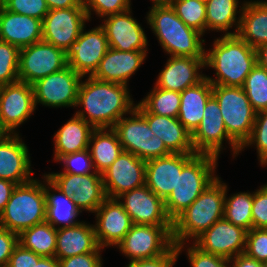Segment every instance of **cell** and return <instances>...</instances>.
<instances>
[{
	"instance_id": "6da1fadb",
	"label": "cell",
	"mask_w": 267,
	"mask_h": 267,
	"mask_svg": "<svg viewBox=\"0 0 267 267\" xmlns=\"http://www.w3.org/2000/svg\"><path fill=\"white\" fill-rule=\"evenodd\" d=\"M133 102L127 85L88 76L81 81L76 104L84 110L77 111L76 115L94 128H113L121 117L135 108Z\"/></svg>"
},
{
	"instance_id": "7a4b0ae2",
	"label": "cell",
	"mask_w": 267,
	"mask_h": 267,
	"mask_svg": "<svg viewBox=\"0 0 267 267\" xmlns=\"http://www.w3.org/2000/svg\"><path fill=\"white\" fill-rule=\"evenodd\" d=\"M257 64L256 50L236 35H223L205 52V66L216 71V78L206 77L212 85L243 87L246 77Z\"/></svg>"
},
{
	"instance_id": "3957f363",
	"label": "cell",
	"mask_w": 267,
	"mask_h": 267,
	"mask_svg": "<svg viewBox=\"0 0 267 267\" xmlns=\"http://www.w3.org/2000/svg\"><path fill=\"white\" fill-rule=\"evenodd\" d=\"M217 177L174 221L172 239L178 254L224 216L226 184Z\"/></svg>"
},
{
	"instance_id": "277c9868",
	"label": "cell",
	"mask_w": 267,
	"mask_h": 267,
	"mask_svg": "<svg viewBox=\"0 0 267 267\" xmlns=\"http://www.w3.org/2000/svg\"><path fill=\"white\" fill-rule=\"evenodd\" d=\"M147 23L170 56L205 57L203 34L187 26L171 5L152 6Z\"/></svg>"
},
{
	"instance_id": "5b68a950",
	"label": "cell",
	"mask_w": 267,
	"mask_h": 267,
	"mask_svg": "<svg viewBox=\"0 0 267 267\" xmlns=\"http://www.w3.org/2000/svg\"><path fill=\"white\" fill-rule=\"evenodd\" d=\"M217 160L209 154H196L178 172L176 186L164 201L167 216L172 222L217 178Z\"/></svg>"
},
{
	"instance_id": "8992f818",
	"label": "cell",
	"mask_w": 267,
	"mask_h": 267,
	"mask_svg": "<svg viewBox=\"0 0 267 267\" xmlns=\"http://www.w3.org/2000/svg\"><path fill=\"white\" fill-rule=\"evenodd\" d=\"M45 221V183L33 179L16 185L0 213V226L19 235L22 231Z\"/></svg>"
},
{
	"instance_id": "52a82bcc",
	"label": "cell",
	"mask_w": 267,
	"mask_h": 267,
	"mask_svg": "<svg viewBox=\"0 0 267 267\" xmlns=\"http://www.w3.org/2000/svg\"><path fill=\"white\" fill-rule=\"evenodd\" d=\"M228 135L242 147L249 139L255 122L254 111L243 87L212 85Z\"/></svg>"
},
{
	"instance_id": "ba28073f",
	"label": "cell",
	"mask_w": 267,
	"mask_h": 267,
	"mask_svg": "<svg viewBox=\"0 0 267 267\" xmlns=\"http://www.w3.org/2000/svg\"><path fill=\"white\" fill-rule=\"evenodd\" d=\"M130 116L121 117L113 127L123 151L145 161L171 153L164 142L150 130L145 117L136 108L131 111Z\"/></svg>"
},
{
	"instance_id": "9c48e42d",
	"label": "cell",
	"mask_w": 267,
	"mask_h": 267,
	"mask_svg": "<svg viewBox=\"0 0 267 267\" xmlns=\"http://www.w3.org/2000/svg\"><path fill=\"white\" fill-rule=\"evenodd\" d=\"M173 226L133 224L116 246L130 261L152 259L166 254L173 246Z\"/></svg>"
},
{
	"instance_id": "30bf717a",
	"label": "cell",
	"mask_w": 267,
	"mask_h": 267,
	"mask_svg": "<svg viewBox=\"0 0 267 267\" xmlns=\"http://www.w3.org/2000/svg\"><path fill=\"white\" fill-rule=\"evenodd\" d=\"M66 66L67 53L43 40L19 51L18 77L30 85Z\"/></svg>"
},
{
	"instance_id": "8fae6325",
	"label": "cell",
	"mask_w": 267,
	"mask_h": 267,
	"mask_svg": "<svg viewBox=\"0 0 267 267\" xmlns=\"http://www.w3.org/2000/svg\"><path fill=\"white\" fill-rule=\"evenodd\" d=\"M46 176L76 203L81 212L86 210L94 213L107 199L102 175L99 173L78 175L60 172L49 173Z\"/></svg>"
},
{
	"instance_id": "7c38bea8",
	"label": "cell",
	"mask_w": 267,
	"mask_h": 267,
	"mask_svg": "<svg viewBox=\"0 0 267 267\" xmlns=\"http://www.w3.org/2000/svg\"><path fill=\"white\" fill-rule=\"evenodd\" d=\"M191 139L196 154H209L218 158L224 139L231 145L233 156L236 157L241 151V147L228 135L220 107L213 96L208 99L203 119L191 134Z\"/></svg>"
},
{
	"instance_id": "4fadbf2b",
	"label": "cell",
	"mask_w": 267,
	"mask_h": 267,
	"mask_svg": "<svg viewBox=\"0 0 267 267\" xmlns=\"http://www.w3.org/2000/svg\"><path fill=\"white\" fill-rule=\"evenodd\" d=\"M83 76L68 65L32 84L35 105L75 107Z\"/></svg>"
},
{
	"instance_id": "5bb4252c",
	"label": "cell",
	"mask_w": 267,
	"mask_h": 267,
	"mask_svg": "<svg viewBox=\"0 0 267 267\" xmlns=\"http://www.w3.org/2000/svg\"><path fill=\"white\" fill-rule=\"evenodd\" d=\"M87 21L85 7L49 10L42 20V40L67 53Z\"/></svg>"
},
{
	"instance_id": "9a60e30c",
	"label": "cell",
	"mask_w": 267,
	"mask_h": 267,
	"mask_svg": "<svg viewBox=\"0 0 267 267\" xmlns=\"http://www.w3.org/2000/svg\"><path fill=\"white\" fill-rule=\"evenodd\" d=\"M35 109L32 85L18 80L0 86V126L8 134H15Z\"/></svg>"
},
{
	"instance_id": "2e32d148",
	"label": "cell",
	"mask_w": 267,
	"mask_h": 267,
	"mask_svg": "<svg viewBox=\"0 0 267 267\" xmlns=\"http://www.w3.org/2000/svg\"><path fill=\"white\" fill-rule=\"evenodd\" d=\"M101 175L107 198L116 199L145 185L146 161L122 151Z\"/></svg>"
},
{
	"instance_id": "e0dca14e",
	"label": "cell",
	"mask_w": 267,
	"mask_h": 267,
	"mask_svg": "<svg viewBox=\"0 0 267 267\" xmlns=\"http://www.w3.org/2000/svg\"><path fill=\"white\" fill-rule=\"evenodd\" d=\"M247 232L223 217L198 236L193 243L205 253L230 260L244 253Z\"/></svg>"
},
{
	"instance_id": "ac0fdd59",
	"label": "cell",
	"mask_w": 267,
	"mask_h": 267,
	"mask_svg": "<svg viewBox=\"0 0 267 267\" xmlns=\"http://www.w3.org/2000/svg\"><path fill=\"white\" fill-rule=\"evenodd\" d=\"M84 28L85 26L72 48L67 52V65L76 73L86 77L88 74L92 76L95 73L110 47L101 26L86 32Z\"/></svg>"
},
{
	"instance_id": "d6986e66",
	"label": "cell",
	"mask_w": 267,
	"mask_h": 267,
	"mask_svg": "<svg viewBox=\"0 0 267 267\" xmlns=\"http://www.w3.org/2000/svg\"><path fill=\"white\" fill-rule=\"evenodd\" d=\"M116 199L133 224L173 226L172 220L167 216L164 201L146 185L125 192Z\"/></svg>"
},
{
	"instance_id": "ffe728a7",
	"label": "cell",
	"mask_w": 267,
	"mask_h": 267,
	"mask_svg": "<svg viewBox=\"0 0 267 267\" xmlns=\"http://www.w3.org/2000/svg\"><path fill=\"white\" fill-rule=\"evenodd\" d=\"M131 9L104 17L109 47L120 51H147V37L141 25L131 16Z\"/></svg>"
},
{
	"instance_id": "44dd1931",
	"label": "cell",
	"mask_w": 267,
	"mask_h": 267,
	"mask_svg": "<svg viewBox=\"0 0 267 267\" xmlns=\"http://www.w3.org/2000/svg\"><path fill=\"white\" fill-rule=\"evenodd\" d=\"M96 239L100 248L117 246L133 226L132 219L117 199L107 198L94 212Z\"/></svg>"
},
{
	"instance_id": "7402d4cb",
	"label": "cell",
	"mask_w": 267,
	"mask_h": 267,
	"mask_svg": "<svg viewBox=\"0 0 267 267\" xmlns=\"http://www.w3.org/2000/svg\"><path fill=\"white\" fill-rule=\"evenodd\" d=\"M196 153L169 155L146 161L145 185L165 201L176 186L178 172Z\"/></svg>"
},
{
	"instance_id": "603a6c76",
	"label": "cell",
	"mask_w": 267,
	"mask_h": 267,
	"mask_svg": "<svg viewBox=\"0 0 267 267\" xmlns=\"http://www.w3.org/2000/svg\"><path fill=\"white\" fill-rule=\"evenodd\" d=\"M29 151L18 133L6 134L0 140V179L17 185L25 184L34 178ZM32 173V174H31Z\"/></svg>"
},
{
	"instance_id": "cb8c5ba5",
	"label": "cell",
	"mask_w": 267,
	"mask_h": 267,
	"mask_svg": "<svg viewBox=\"0 0 267 267\" xmlns=\"http://www.w3.org/2000/svg\"><path fill=\"white\" fill-rule=\"evenodd\" d=\"M204 67L205 57L171 56L159 73L155 86L181 93L205 78L199 73V69Z\"/></svg>"
},
{
	"instance_id": "d4e9b609",
	"label": "cell",
	"mask_w": 267,
	"mask_h": 267,
	"mask_svg": "<svg viewBox=\"0 0 267 267\" xmlns=\"http://www.w3.org/2000/svg\"><path fill=\"white\" fill-rule=\"evenodd\" d=\"M42 40V20L8 11L0 3V41L19 49Z\"/></svg>"
},
{
	"instance_id": "484cf974",
	"label": "cell",
	"mask_w": 267,
	"mask_h": 267,
	"mask_svg": "<svg viewBox=\"0 0 267 267\" xmlns=\"http://www.w3.org/2000/svg\"><path fill=\"white\" fill-rule=\"evenodd\" d=\"M147 51H120L109 48L92 75L93 78L124 84L143 64Z\"/></svg>"
},
{
	"instance_id": "4316f807",
	"label": "cell",
	"mask_w": 267,
	"mask_h": 267,
	"mask_svg": "<svg viewBox=\"0 0 267 267\" xmlns=\"http://www.w3.org/2000/svg\"><path fill=\"white\" fill-rule=\"evenodd\" d=\"M147 121L150 130L158 136L171 153H195L191 133L178 118L166 117L150 112H140Z\"/></svg>"
},
{
	"instance_id": "83f0119b",
	"label": "cell",
	"mask_w": 267,
	"mask_h": 267,
	"mask_svg": "<svg viewBox=\"0 0 267 267\" xmlns=\"http://www.w3.org/2000/svg\"><path fill=\"white\" fill-rule=\"evenodd\" d=\"M99 247L94 225L80 222L72 227L57 228L55 257L58 260L95 252Z\"/></svg>"
},
{
	"instance_id": "f1b7e54d",
	"label": "cell",
	"mask_w": 267,
	"mask_h": 267,
	"mask_svg": "<svg viewBox=\"0 0 267 267\" xmlns=\"http://www.w3.org/2000/svg\"><path fill=\"white\" fill-rule=\"evenodd\" d=\"M237 35L253 49L267 43V1H245L240 6Z\"/></svg>"
},
{
	"instance_id": "f546056e",
	"label": "cell",
	"mask_w": 267,
	"mask_h": 267,
	"mask_svg": "<svg viewBox=\"0 0 267 267\" xmlns=\"http://www.w3.org/2000/svg\"><path fill=\"white\" fill-rule=\"evenodd\" d=\"M95 128L76 114L54 135V160L88 149L90 136Z\"/></svg>"
},
{
	"instance_id": "4dcf8cb0",
	"label": "cell",
	"mask_w": 267,
	"mask_h": 267,
	"mask_svg": "<svg viewBox=\"0 0 267 267\" xmlns=\"http://www.w3.org/2000/svg\"><path fill=\"white\" fill-rule=\"evenodd\" d=\"M212 96V84L206 77L180 93L178 120L192 134L203 119L205 105Z\"/></svg>"
},
{
	"instance_id": "1f68e13d",
	"label": "cell",
	"mask_w": 267,
	"mask_h": 267,
	"mask_svg": "<svg viewBox=\"0 0 267 267\" xmlns=\"http://www.w3.org/2000/svg\"><path fill=\"white\" fill-rule=\"evenodd\" d=\"M44 182L46 184V222L50 223L53 227L62 224L57 228L72 227L79 224L80 221H77L75 218L81 211L76 206V203L58 189L46 175H44Z\"/></svg>"
},
{
	"instance_id": "d6a6232c",
	"label": "cell",
	"mask_w": 267,
	"mask_h": 267,
	"mask_svg": "<svg viewBox=\"0 0 267 267\" xmlns=\"http://www.w3.org/2000/svg\"><path fill=\"white\" fill-rule=\"evenodd\" d=\"M88 150L95 172L102 174L118 158L123 148L113 128H95Z\"/></svg>"
},
{
	"instance_id": "836d02e7",
	"label": "cell",
	"mask_w": 267,
	"mask_h": 267,
	"mask_svg": "<svg viewBox=\"0 0 267 267\" xmlns=\"http://www.w3.org/2000/svg\"><path fill=\"white\" fill-rule=\"evenodd\" d=\"M238 0H207L206 5V29L212 31H225L226 35H236L240 25L241 13ZM237 21V22H236ZM235 23V24H234ZM233 25H236V32H227Z\"/></svg>"
},
{
	"instance_id": "e575fe53",
	"label": "cell",
	"mask_w": 267,
	"mask_h": 267,
	"mask_svg": "<svg viewBox=\"0 0 267 267\" xmlns=\"http://www.w3.org/2000/svg\"><path fill=\"white\" fill-rule=\"evenodd\" d=\"M57 227L48 222L34 225L18 235V243L43 257H55Z\"/></svg>"
},
{
	"instance_id": "d590c367",
	"label": "cell",
	"mask_w": 267,
	"mask_h": 267,
	"mask_svg": "<svg viewBox=\"0 0 267 267\" xmlns=\"http://www.w3.org/2000/svg\"><path fill=\"white\" fill-rule=\"evenodd\" d=\"M180 101L179 92L154 86L153 90L136 104L135 108L139 112H150L161 116L178 118Z\"/></svg>"
},
{
	"instance_id": "8d00e7d4",
	"label": "cell",
	"mask_w": 267,
	"mask_h": 267,
	"mask_svg": "<svg viewBox=\"0 0 267 267\" xmlns=\"http://www.w3.org/2000/svg\"><path fill=\"white\" fill-rule=\"evenodd\" d=\"M253 193L238 192L227 198V185L224 203V218L232 224L250 231L252 229Z\"/></svg>"
},
{
	"instance_id": "74e56055",
	"label": "cell",
	"mask_w": 267,
	"mask_h": 267,
	"mask_svg": "<svg viewBox=\"0 0 267 267\" xmlns=\"http://www.w3.org/2000/svg\"><path fill=\"white\" fill-rule=\"evenodd\" d=\"M243 90L256 113L267 110V70L256 64L246 77Z\"/></svg>"
},
{
	"instance_id": "f35d334b",
	"label": "cell",
	"mask_w": 267,
	"mask_h": 267,
	"mask_svg": "<svg viewBox=\"0 0 267 267\" xmlns=\"http://www.w3.org/2000/svg\"><path fill=\"white\" fill-rule=\"evenodd\" d=\"M170 5L187 26L202 34L207 31L205 2L199 0H173Z\"/></svg>"
},
{
	"instance_id": "ab89813d",
	"label": "cell",
	"mask_w": 267,
	"mask_h": 267,
	"mask_svg": "<svg viewBox=\"0 0 267 267\" xmlns=\"http://www.w3.org/2000/svg\"><path fill=\"white\" fill-rule=\"evenodd\" d=\"M19 51L17 46L0 41V86L19 80Z\"/></svg>"
},
{
	"instance_id": "60d3db41",
	"label": "cell",
	"mask_w": 267,
	"mask_h": 267,
	"mask_svg": "<svg viewBox=\"0 0 267 267\" xmlns=\"http://www.w3.org/2000/svg\"><path fill=\"white\" fill-rule=\"evenodd\" d=\"M255 145L258 159L261 165H267V110L256 113L255 122L249 139L241 147V151L246 146Z\"/></svg>"
},
{
	"instance_id": "b9f144b4",
	"label": "cell",
	"mask_w": 267,
	"mask_h": 267,
	"mask_svg": "<svg viewBox=\"0 0 267 267\" xmlns=\"http://www.w3.org/2000/svg\"><path fill=\"white\" fill-rule=\"evenodd\" d=\"M0 3L8 11L34 17L39 20H43L49 12L45 0H0Z\"/></svg>"
},
{
	"instance_id": "7bdbcfd3",
	"label": "cell",
	"mask_w": 267,
	"mask_h": 267,
	"mask_svg": "<svg viewBox=\"0 0 267 267\" xmlns=\"http://www.w3.org/2000/svg\"><path fill=\"white\" fill-rule=\"evenodd\" d=\"M244 253L267 265V228H252L247 232Z\"/></svg>"
},
{
	"instance_id": "ee69618b",
	"label": "cell",
	"mask_w": 267,
	"mask_h": 267,
	"mask_svg": "<svg viewBox=\"0 0 267 267\" xmlns=\"http://www.w3.org/2000/svg\"><path fill=\"white\" fill-rule=\"evenodd\" d=\"M83 2L88 20L91 18V11L104 18L131 9V0H83Z\"/></svg>"
},
{
	"instance_id": "f6af8a7d",
	"label": "cell",
	"mask_w": 267,
	"mask_h": 267,
	"mask_svg": "<svg viewBox=\"0 0 267 267\" xmlns=\"http://www.w3.org/2000/svg\"><path fill=\"white\" fill-rule=\"evenodd\" d=\"M57 162H63L65 173L85 175L97 173L93 167L88 149L62 156ZM93 170V172H91Z\"/></svg>"
},
{
	"instance_id": "bcb514c9",
	"label": "cell",
	"mask_w": 267,
	"mask_h": 267,
	"mask_svg": "<svg viewBox=\"0 0 267 267\" xmlns=\"http://www.w3.org/2000/svg\"><path fill=\"white\" fill-rule=\"evenodd\" d=\"M187 250V257L192 267H229V259L205 253L194 244Z\"/></svg>"
},
{
	"instance_id": "7dc6e473",
	"label": "cell",
	"mask_w": 267,
	"mask_h": 267,
	"mask_svg": "<svg viewBox=\"0 0 267 267\" xmlns=\"http://www.w3.org/2000/svg\"><path fill=\"white\" fill-rule=\"evenodd\" d=\"M252 228H267V184L253 192Z\"/></svg>"
},
{
	"instance_id": "c3c4849f",
	"label": "cell",
	"mask_w": 267,
	"mask_h": 267,
	"mask_svg": "<svg viewBox=\"0 0 267 267\" xmlns=\"http://www.w3.org/2000/svg\"><path fill=\"white\" fill-rule=\"evenodd\" d=\"M101 250L103 248L99 247L95 252L60 259L59 265L60 267H102Z\"/></svg>"
},
{
	"instance_id": "681fc988",
	"label": "cell",
	"mask_w": 267,
	"mask_h": 267,
	"mask_svg": "<svg viewBox=\"0 0 267 267\" xmlns=\"http://www.w3.org/2000/svg\"><path fill=\"white\" fill-rule=\"evenodd\" d=\"M179 254L174 245L166 254L152 258L130 261L127 267H173Z\"/></svg>"
},
{
	"instance_id": "f907efd6",
	"label": "cell",
	"mask_w": 267,
	"mask_h": 267,
	"mask_svg": "<svg viewBox=\"0 0 267 267\" xmlns=\"http://www.w3.org/2000/svg\"><path fill=\"white\" fill-rule=\"evenodd\" d=\"M18 234L0 226V265L7 267L14 248L18 245Z\"/></svg>"
},
{
	"instance_id": "816d5d0a",
	"label": "cell",
	"mask_w": 267,
	"mask_h": 267,
	"mask_svg": "<svg viewBox=\"0 0 267 267\" xmlns=\"http://www.w3.org/2000/svg\"><path fill=\"white\" fill-rule=\"evenodd\" d=\"M41 257L18 244L13 250L7 267H35V262H38Z\"/></svg>"
},
{
	"instance_id": "f5cc1de1",
	"label": "cell",
	"mask_w": 267,
	"mask_h": 267,
	"mask_svg": "<svg viewBox=\"0 0 267 267\" xmlns=\"http://www.w3.org/2000/svg\"><path fill=\"white\" fill-rule=\"evenodd\" d=\"M16 185L9 180L0 179V213L4 210Z\"/></svg>"
},
{
	"instance_id": "db71d44e",
	"label": "cell",
	"mask_w": 267,
	"mask_h": 267,
	"mask_svg": "<svg viewBox=\"0 0 267 267\" xmlns=\"http://www.w3.org/2000/svg\"><path fill=\"white\" fill-rule=\"evenodd\" d=\"M230 263L233 264L232 266L230 265V267H266L265 264L247 256L245 253H241L234 258H231Z\"/></svg>"
},
{
	"instance_id": "11a10c76",
	"label": "cell",
	"mask_w": 267,
	"mask_h": 267,
	"mask_svg": "<svg viewBox=\"0 0 267 267\" xmlns=\"http://www.w3.org/2000/svg\"><path fill=\"white\" fill-rule=\"evenodd\" d=\"M49 10L85 7L83 0H45Z\"/></svg>"
},
{
	"instance_id": "9f6ffc18",
	"label": "cell",
	"mask_w": 267,
	"mask_h": 267,
	"mask_svg": "<svg viewBox=\"0 0 267 267\" xmlns=\"http://www.w3.org/2000/svg\"><path fill=\"white\" fill-rule=\"evenodd\" d=\"M256 50L257 64L267 70V43L261 45Z\"/></svg>"
},
{
	"instance_id": "6f0895ef",
	"label": "cell",
	"mask_w": 267,
	"mask_h": 267,
	"mask_svg": "<svg viewBox=\"0 0 267 267\" xmlns=\"http://www.w3.org/2000/svg\"><path fill=\"white\" fill-rule=\"evenodd\" d=\"M35 267H60L59 260L56 257H41L35 262Z\"/></svg>"
},
{
	"instance_id": "680465c9",
	"label": "cell",
	"mask_w": 267,
	"mask_h": 267,
	"mask_svg": "<svg viewBox=\"0 0 267 267\" xmlns=\"http://www.w3.org/2000/svg\"><path fill=\"white\" fill-rule=\"evenodd\" d=\"M152 6H162V5H170L173 0H152Z\"/></svg>"
},
{
	"instance_id": "91938a15",
	"label": "cell",
	"mask_w": 267,
	"mask_h": 267,
	"mask_svg": "<svg viewBox=\"0 0 267 267\" xmlns=\"http://www.w3.org/2000/svg\"><path fill=\"white\" fill-rule=\"evenodd\" d=\"M7 134V132L0 126V140Z\"/></svg>"
}]
</instances>
